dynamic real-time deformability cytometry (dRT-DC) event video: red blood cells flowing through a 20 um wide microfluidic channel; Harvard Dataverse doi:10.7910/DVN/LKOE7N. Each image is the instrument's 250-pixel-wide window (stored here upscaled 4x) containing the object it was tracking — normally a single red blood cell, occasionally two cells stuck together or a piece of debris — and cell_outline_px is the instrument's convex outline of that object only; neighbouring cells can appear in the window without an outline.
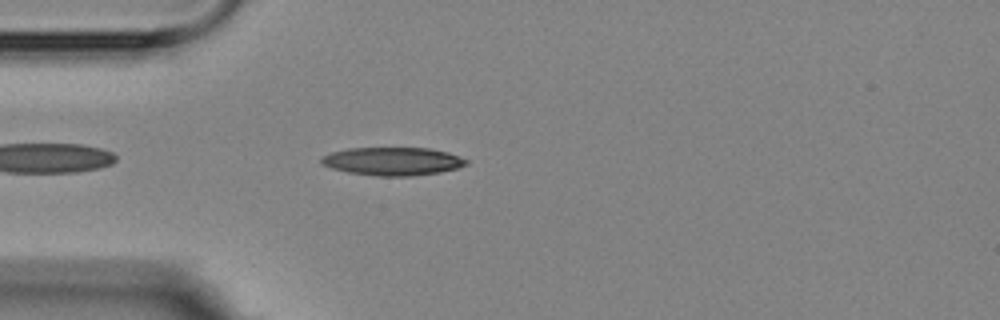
{"species": "Egyptian fruit bat (a non-hibernating species)", "species_latin": "Rousettus aegyptiacus", "temperature_condition": "room temperature", "stored_images_in_passage": 5, "camera_frame_rate_fps": 3000, "um_per_image_px": 0.085, "animal": {"sex": "female"}, "frame": {"image": 1, "passage_image": 5, "time_ms": 5.667, "image_size_px": [1000, 320], "cell_outline_px": [[468, 164], [456, 168], [440, 172], [412, 176], [376, 176], [348, 172], [332, 168], [320, 164], [320, 160], [324, 156], [332, 152], [348, 148], [428, 148], [448, 152], [468, 160]], "centroid_in_image_um": [33.37, 13.71], "position_along_channel_um": 51.6, "area_um2": 23.7}}